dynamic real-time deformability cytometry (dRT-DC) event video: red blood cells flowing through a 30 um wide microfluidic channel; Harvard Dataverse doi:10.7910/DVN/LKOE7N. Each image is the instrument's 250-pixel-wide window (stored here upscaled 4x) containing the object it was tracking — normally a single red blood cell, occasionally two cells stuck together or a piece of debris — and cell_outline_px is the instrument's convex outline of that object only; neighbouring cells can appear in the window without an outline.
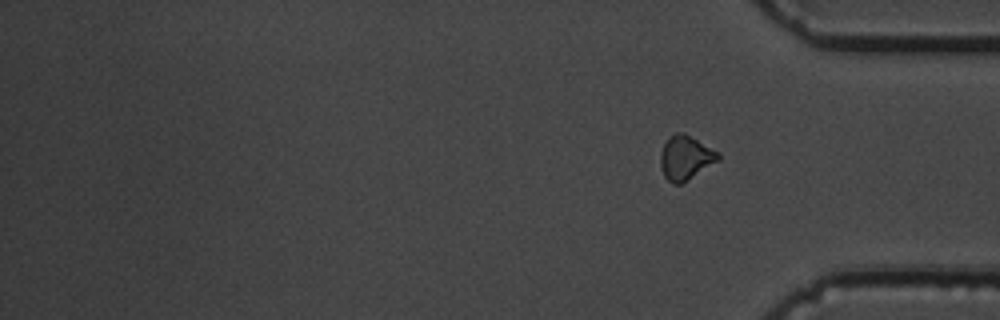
{"species": "common noctule bat (a hibernating species)", "species_latin": "Nyctalus noctula", "temperature_condition": "cold", "stored_images_in_passage": 15, "segment_of_instrument_passage": [2, 2], "camera_frame_rate_fps": 3000, "um_per_image_px": 0.085, "animal": {"sex": "male", "body_mass_g": 19.5, "forearm_length_mm": 54.6}, "frame": {"image": 1, "passage_image": 15, "time_ms": 4.667, "image_size_px": [1000, 320], "cell_outline_px": [[720, 160], [680, 184], [672, 184], [664, 176], [660, 164], [660, 152], [668, 136], [676, 132], [684, 132], [720, 152]], "centroid_in_image_um": [58.27, 13.38], "position_along_channel_um": 376.9, "area_um2": 15.03}}